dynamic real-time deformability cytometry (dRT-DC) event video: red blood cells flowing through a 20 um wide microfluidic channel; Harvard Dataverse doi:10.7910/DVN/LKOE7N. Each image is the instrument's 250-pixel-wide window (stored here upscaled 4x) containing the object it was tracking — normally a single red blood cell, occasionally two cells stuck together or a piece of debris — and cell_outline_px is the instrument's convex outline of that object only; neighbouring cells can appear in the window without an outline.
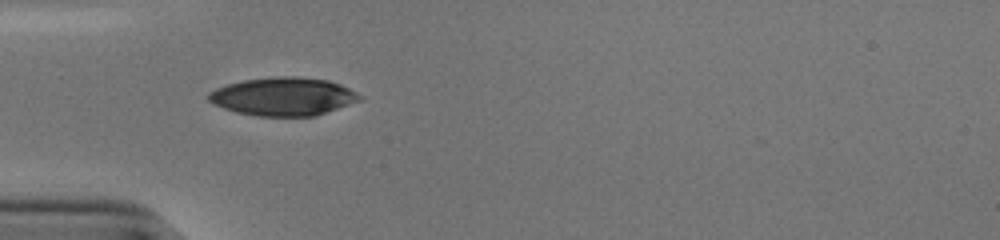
{"species": "human", "species_latin": "Homo sapiens", "temperature_condition": "cold", "stored_images_in_passage": 37, "camera_frame_rate_fps": 3000, "um_per_image_px": 0.085, "donor": {"sex": "male"}, "frame": {"image": 1, "passage_image": 1, "time_ms": 0.0, "image_size_px": [1000, 240], "cell_outline_px": [[364, 96], [360, 100], [312, 116], [256, 116], [236, 112], [224, 108], [208, 100], [208, 92], [216, 88], [228, 84], [244, 80], [276, 76], [296, 76], [328, 80], [340, 84]], "centroid_in_image_um": [24.06, 8.19], "position_along_channel_um": 60.9, "area_um2": 33.35}}
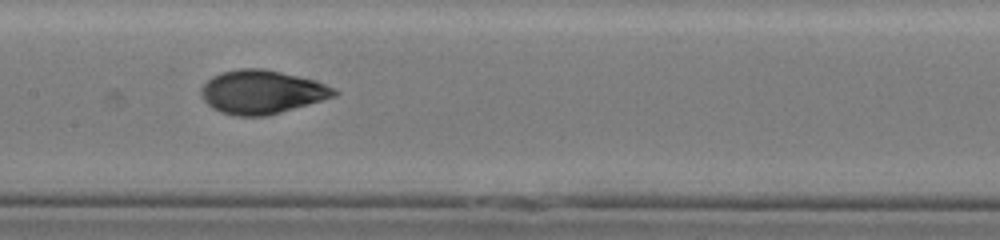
{"frame": {"image": 2, "passage_image": 11, "time_ms": 3.333, "image_size_px": [1000, 240], "cell_outline_px": [[340, 92], [336, 96], [268, 116], [236, 116], [220, 112], [212, 108], [204, 100], [200, 92], [200, 88], [212, 76], [220, 72], [240, 68], [260, 68], [280, 72], [316, 80]], "centroid_in_image_um": [22.23, 7.82], "position_along_channel_um": 185.2, "area_um2": 33.81}}
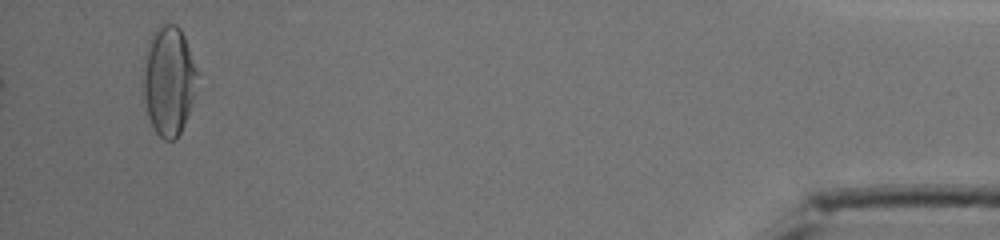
{"frame": {"image": 3, "passage_image": 35, "time_ms": 11.333, "image_size_px": [1000, 240], "cell_outline_px": [[196, 72], [192, 100], [184, 124], [176, 140], [164, 140], [156, 132], [140, 100], [144, 68], [148, 40], [152, 32], [160, 24], [176, 24], [180, 28], [184, 36]], "centroid_in_image_um": [14.26, 6.87], "position_along_channel_um": 420.9, "area_um2": 34.22}, "authors_computed_cell_mechanics": {"area_um2": 33.3506, "velocity_mm_per_s": 3.8505, "shape_relaxation_time_tau1_ms": 6.5926, "shape_relaxation_time_tau2_ms": 1.0509, "deformation_change_tau1": 0.2192, "deformation_change_tau2": 0.0494}}